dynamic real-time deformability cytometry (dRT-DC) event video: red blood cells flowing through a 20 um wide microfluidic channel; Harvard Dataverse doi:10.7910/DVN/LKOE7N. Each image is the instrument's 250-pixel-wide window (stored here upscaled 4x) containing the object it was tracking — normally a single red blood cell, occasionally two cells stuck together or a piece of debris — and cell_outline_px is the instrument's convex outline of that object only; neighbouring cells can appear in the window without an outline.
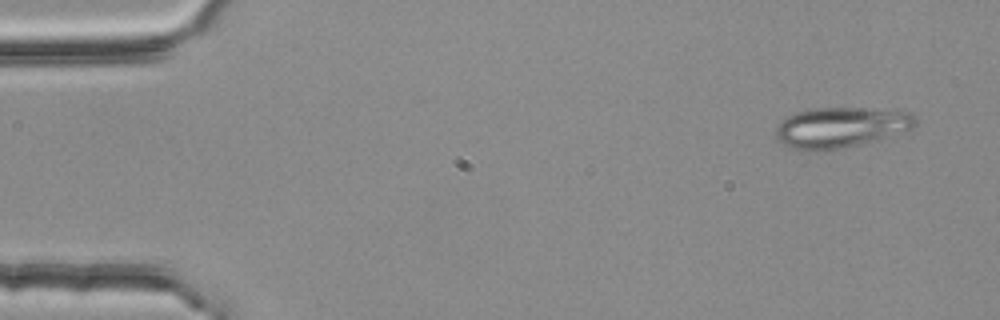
{"species": "common noctule bat (a hibernating species)", "species_latin": "Nyctalus noctula", "temperature_condition": "room temperature", "stored_images_in_passage": 4, "camera_frame_rate_fps": 3000, "um_per_image_px": 0.085, "animal": {"sex": "female", "body_mass_g": 25.1}, "frame": {"image": 1, "passage_image": 1, "time_ms": 0.0, "image_size_px": [1000, 320], "cell_outline_px": [[916, 124], [912, 128], [872, 140], [840, 148], [816, 152], [812, 152], [792, 148], [776, 140], [776, 128], [788, 116], [796, 112], [816, 108], [852, 108], [912, 112], [916, 116]], "centroid_in_image_um": [71.41, 10.83], "position_along_channel_um": 13.6, "area_um2": 32.25}}